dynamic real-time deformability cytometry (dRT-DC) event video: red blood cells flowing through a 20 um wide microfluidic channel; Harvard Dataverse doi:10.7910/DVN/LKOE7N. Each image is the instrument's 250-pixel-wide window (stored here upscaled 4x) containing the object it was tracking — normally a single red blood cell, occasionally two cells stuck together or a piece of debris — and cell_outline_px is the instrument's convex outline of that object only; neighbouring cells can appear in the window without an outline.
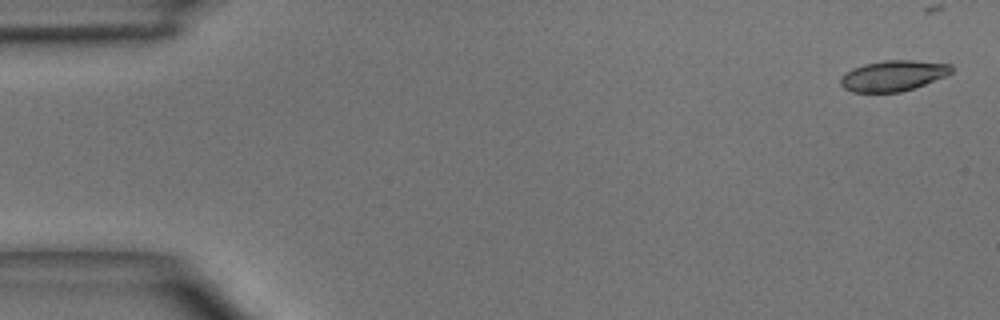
{"species": "common noctule bat (a hibernating species)", "species_latin": "Nyctalus noctula", "temperature_condition": "room temperature", "stored_images_in_passage": 6, "camera_frame_rate_fps": 3000, "um_per_image_px": 0.085, "animal": {"sex": "male", "body_mass_g": 15.6}, "frame": {"image": 1, "passage_image": 1, "time_ms": 0.0, "image_size_px": [1000, 320], "cell_outline_px": [[952, 72], [944, 76], [924, 84], [900, 92], [852, 92], [844, 88], [840, 84], [840, 80], [852, 68], [864, 64], [884, 60], [912, 60], [952, 64]], "centroid_in_image_um": [75.91, 6.43], "position_along_channel_um": 9.1, "area_um2": 19.54}}
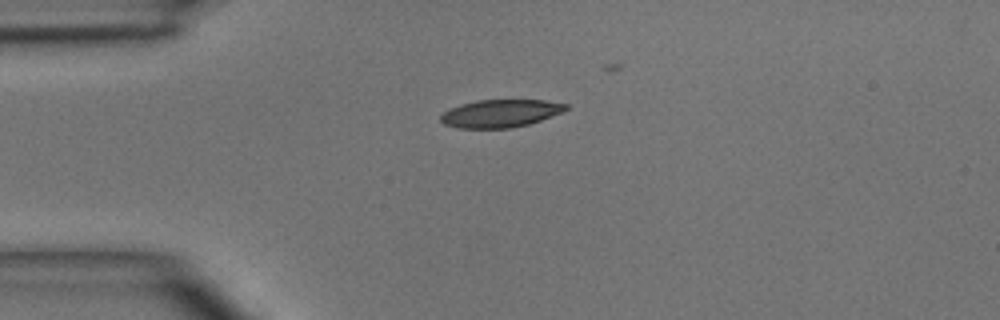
{"frame": {"image": 2, "passage_image": 4, "time_ms": 3.333, "image_size_px": [1000, 320], "cell_outline_px": [[568, 108], [560, 112], [540, 120], [528, 124], [512, 128], [456, 128], [444, 124], [440, 120], [440, 116], [444, 112], [460, 104], [476, 100], [544, 100], [568, 104]], "centroid_in_image_um": [42.5, 9.64], "position_along_channel_um": 42.5, "area_um2": 20.11}}